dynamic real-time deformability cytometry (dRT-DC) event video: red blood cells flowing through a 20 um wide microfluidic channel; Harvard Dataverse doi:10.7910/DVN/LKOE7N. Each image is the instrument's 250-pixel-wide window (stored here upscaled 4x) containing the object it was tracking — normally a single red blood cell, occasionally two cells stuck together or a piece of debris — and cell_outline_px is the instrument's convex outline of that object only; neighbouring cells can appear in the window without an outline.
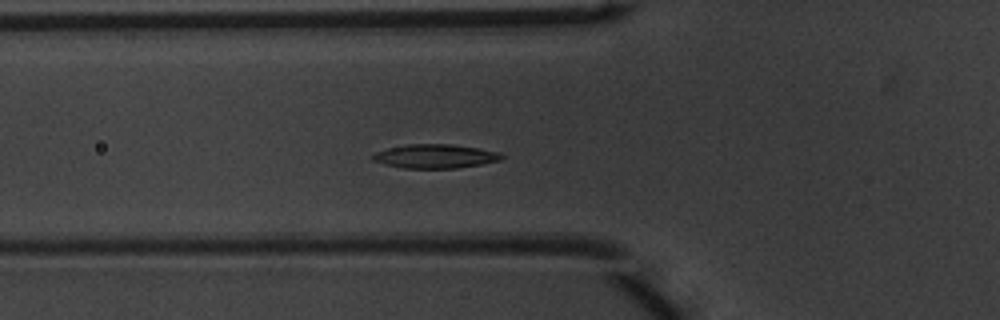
{"species": "common noctule bat (a hibernating species)", "species_latin": "Nyctalus noctula", "temperature_condition": "warm", "stored_images_in_passage": 43, "camera_frame_rate_fps": 3000, "um_per_image_px": 0.085, "animal": {"sex": "male", "body_mass_g": 20.1, "forearm_length_mm": 53.5}, "frame": {"image": 1, "passage_image": 17, "time_ms": 5.333, "image_size_px": [1000, 320], "cell_outline_px": [[504, 156], [500, 160], [480, 164], [456, 168], [404, 168], [372, 160], [372, 156], [376, 152], [388, 148], [408, 144], [448, 144], [476, 148], [500, 152]], "centroid_in_image_um": [37.0, 13.28], "position_along_channel_um": 88.8, "area_um2": 17.63}}
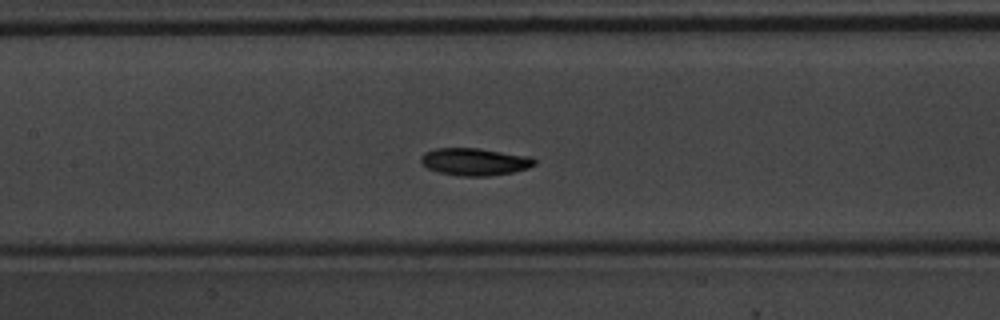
{"frame": {"image": 2, "passage_image": 23, "time_ms": 7.333, "image_size_px": [1000, 320], "cell_outline_px": [[536, 164], [528, 168], [512, 172], [488, 176], [460, 176], [436, 172], [428, 168], [420, 160], [420, 156], [424, 152], [436, 148], [480, 148], [528, 156], [536, 160]], "centroid_in_image_um": [40.33, 13.74], "position_along_channel_um": 167.1, "area_um2": 18.15}}
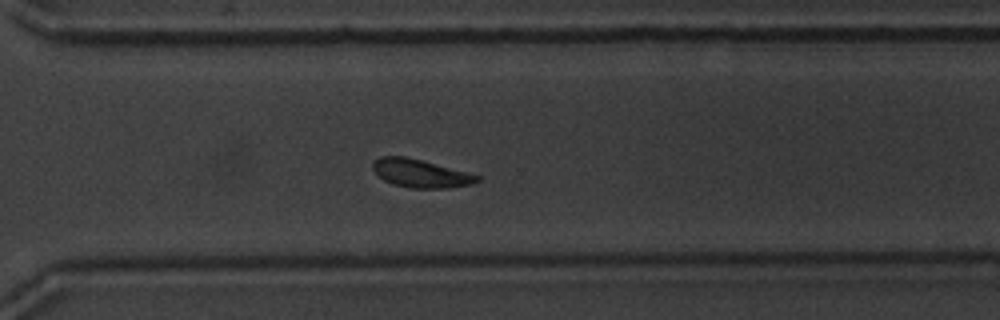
{"frame": {"image": 3, "passage_image": 36, "time_ms": 11.667, "image_size_px": [1000, 320], "cell_outline_px": [[480, 180], [472, 184], [448, 188], [412, 188], [392, 184], [384, 180], [372, 168], [372, 164], [380, 156], [404, 156], [468, 172], [480, 176]], "centroid_in_image_um": [35.76, 14.74], "position_along_channel_um": 334.8, "area_um2": 16.94}, "authors_computed_cell_mechanics": {"area_um2": 17.629, "velocity_mm_per_s": 3.8816, "shape_relaxation_time_tau1_ms": 5.327, "shape_relaxation_time_tau2_ms": null, "deformation_change_tau1": 0.1971, "deformation_change_tau2": null}}